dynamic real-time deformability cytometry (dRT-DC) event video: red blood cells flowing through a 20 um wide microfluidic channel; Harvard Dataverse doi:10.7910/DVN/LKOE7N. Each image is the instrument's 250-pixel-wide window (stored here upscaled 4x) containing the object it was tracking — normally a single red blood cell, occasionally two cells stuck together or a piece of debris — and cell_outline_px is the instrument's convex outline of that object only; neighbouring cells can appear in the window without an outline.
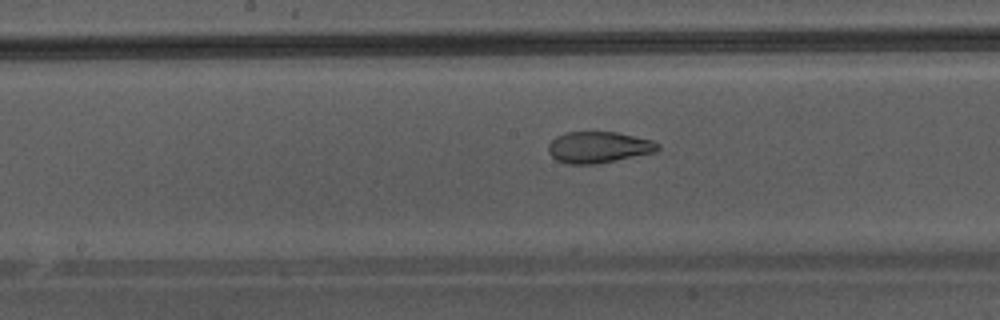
{"species": "Egyptian fruit bat (a non-hibernating species)", "species_latin": "Rousettus aegyptiacus", "temperature_condition": "warm", "stored_images_in_passage": 14, "camera_frame_rate_fps": 3000, "um_per_image_px": 0.085, "animal": {"sex": "male"}, "frame": {"image": 1, "passage_image": 10, "time_ms": 3.0, "image_size_px": [1000, 320], "cell_outline_px": [[660, 148], [656, 152], [596, 164], [568, 164], [556, 160], [548, 152], [548, 144], [556, 136], [568, 132], [616, 132], [652, 140], [660, 144]], "centroid_in_image_um": [50.88, 12.52], "position_along_channel_um": 197.3, "area_um2": 20.0}}